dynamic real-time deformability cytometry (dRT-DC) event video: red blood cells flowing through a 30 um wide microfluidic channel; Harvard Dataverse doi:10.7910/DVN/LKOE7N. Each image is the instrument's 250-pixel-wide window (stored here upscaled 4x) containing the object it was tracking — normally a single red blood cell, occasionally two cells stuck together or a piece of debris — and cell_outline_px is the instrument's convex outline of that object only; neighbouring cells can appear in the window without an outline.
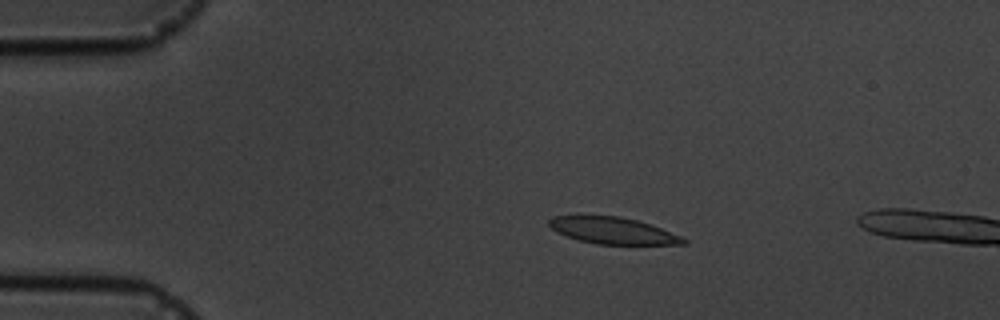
{"species": "common noctule bat (a hibernating species)", "species_latin": "Nyctalus noctula", "temperature_condition": "cold", "stored_images_in_passage": 5, "camera_frame_rate_fps": 3000, "um_per_image_px": 0.085, "animal": {"sex": "male", "body_mass_g": 19.5, "forearm_length_mm": 54.6}, "frame": {"image": 1, "passage_image": 4, "time_ms": 3.333, "image_size_px": [1000, 320], "cell_outline_px": [[688, 244], [596, 244], [580, 240], [556, 232], [548, 224], [548, 220], [552, 216], [620, 216], [636, 220], [660, 228], [680, 236], [688, 240]], "centroid_in_image_um": [52.08, 19.6], "position_along_channel_um": 32.9, "area_um2": 20.52}}